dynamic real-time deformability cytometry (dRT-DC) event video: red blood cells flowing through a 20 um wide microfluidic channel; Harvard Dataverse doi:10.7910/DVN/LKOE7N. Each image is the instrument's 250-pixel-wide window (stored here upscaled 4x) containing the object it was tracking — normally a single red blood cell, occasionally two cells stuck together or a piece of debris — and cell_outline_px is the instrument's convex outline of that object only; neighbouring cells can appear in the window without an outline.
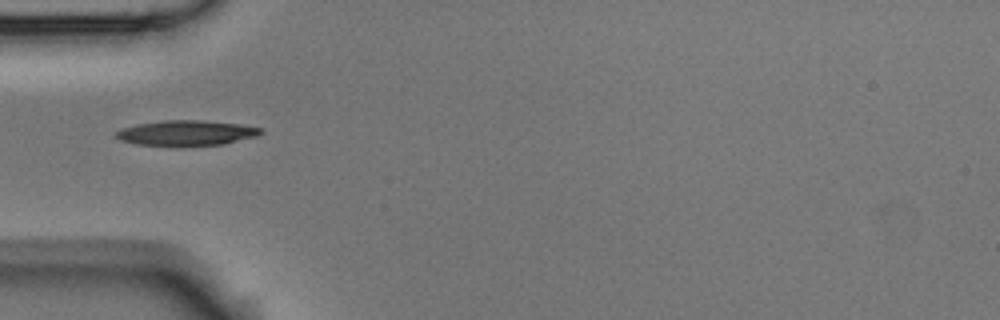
{"species": "Egyptian fruit bat (a non-hibernating species)", "species_latin": "Rousettus aegyptiacus", "temperature_condition": "room temperature", "stored_images_in_passage": 1, "camera_frame_rate_fps": 3000, "um_per_image_px": 0.085, "animal": {"sex": "male"}, "frame": {"image": 1, "passage_image": 1, "time_ms": 0.0, "image_size_px": [1000, 320], "cell_outline_px": [[260, 132], [256, 136], [224, 144], [180, 148], [136, 144], [120, 140], [116, 136], [116, 132], [124, 128], [136, 124], [164, 120], [204, 120], [240, 124], [260, 128]], "centroid_in_image_um": [15.8, 11.33], "position_along_channel_um": 69.2, "area_um2": 21.73}}